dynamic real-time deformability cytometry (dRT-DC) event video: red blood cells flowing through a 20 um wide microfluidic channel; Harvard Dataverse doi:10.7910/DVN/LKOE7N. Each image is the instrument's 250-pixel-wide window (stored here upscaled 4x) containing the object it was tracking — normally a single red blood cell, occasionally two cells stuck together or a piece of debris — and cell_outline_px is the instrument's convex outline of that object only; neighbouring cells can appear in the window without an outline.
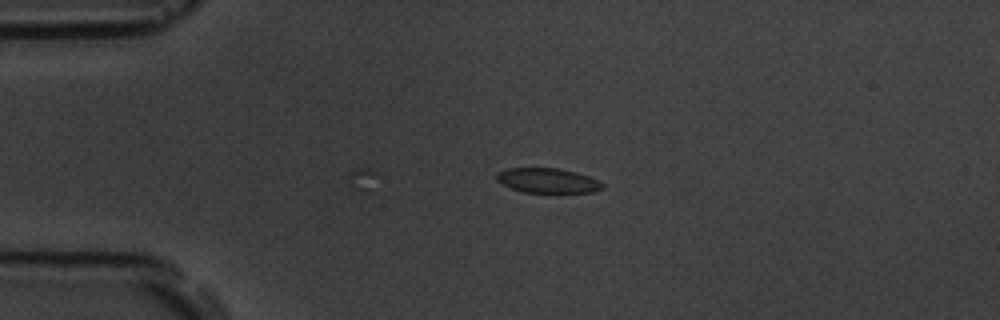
{"species": "common noctule bat (a hibernating species)", "species_latin": "Nyctalus noctula", "temperature_condition": "room temperature", "stored_images_in_passage": 34, "camera_frame_rate_fps": 3000, "um_per_image_px": 0.085, "animal": {"sex": "male", "body_mass_g": 19.5, "forearm_length_mm": 54.6}, "frame": {"image": 1, "passage_image": 1, "time_ms": 0.0, "image_size_px": [1000, 320], "cell_outline_px": [[604, 188], [592, 192], [520, 192], [496, 180], [496, 172], [508, 168], [560, 168], [576, 172], [600, 180], [604, 184]], "centroid_in_image_um": [46.56, 15.34], "position_along_channel_um": 38.4, "area_um2": 15.32}}
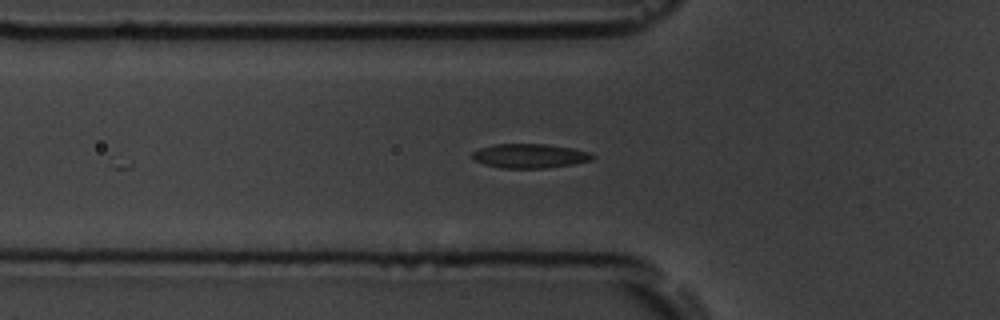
{"frame": {"image": 2, "passage_image": 7, "time_ms": 2.0, "image_size_px": [1000, 320], "cell_outline_px": [[596, 156], [592, 160], [572, 164], [544, 168], [500, 168], [484, 164], [472, 160], [472, 152], [480, 148], [496, 144], [544, 144], [572, 148], [588, 152]], "centroid_in_image_um": [45.0, 13.25], "position_along_channel_um": 80.8, "area_um2": 16.94}}
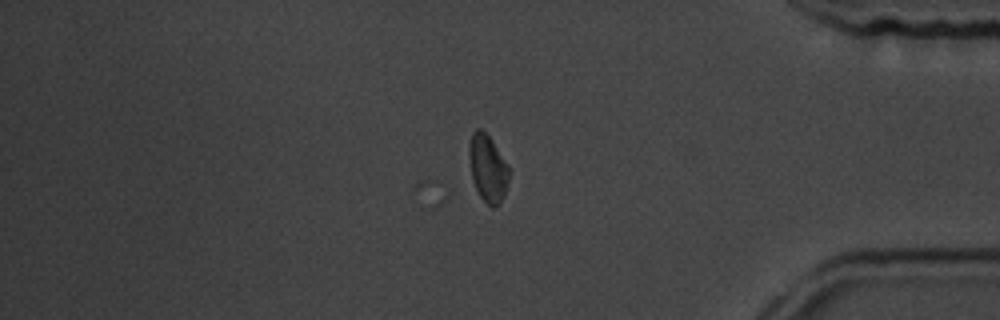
{"frame": {"image": 3, "passage_image": 34, "time_ms": 11.0, "image_size_px": [1000, 320], "cell_outline_px": [[508, 184], [504, 196], [492, 208], [480, 196], [476, 188], [472, 176], [468, 156], [468, 144], [472, 132], [476, 128], [480, 128], [488, 136], [508, 164]], "centroid_in_image_um": [41.44, 14.27], "position_along_channel_um": 393.8, "area_um2": 15.37}}